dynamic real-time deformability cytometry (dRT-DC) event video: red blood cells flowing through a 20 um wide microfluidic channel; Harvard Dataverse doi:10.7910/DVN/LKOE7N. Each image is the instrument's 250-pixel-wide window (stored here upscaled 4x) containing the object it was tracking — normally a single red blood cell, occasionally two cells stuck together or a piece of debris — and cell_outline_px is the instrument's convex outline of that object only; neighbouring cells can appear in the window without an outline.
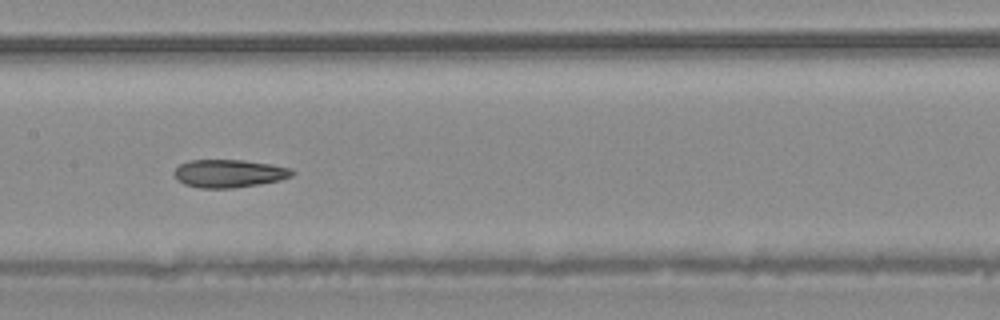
{"species": "common noctule bat (a hibernating species)", "species_latin": "Nyctalus noctula", "temperature_condition": "warm", "stored_images_in_passage": 35, "camera_frame_rate_fps": 3000, "um_per_image_px": 0.085, "animal": {"sex": "male", "body_mass_g": 20.4}, "frame": {"image": 1, "passage_image": 11, "time_ms": 3.333, "image_size_px": [1000, 320], "cell_outline_px": [[296, 172], [292, 176], [280, 180], [260, 184], [232, 188], [200, 188], [184, 184], [176, 180], [172, 172], [180, 164], [188, 160], [244, 160], [292, 168]], "centroid_in_image_um": [19.45, 14.74], "position_along_channel_um": 188.0, "area_um2": 19.36}, "authors_computed_cell_mechanics": {"area_um2": 19.7098, "velocity_mm_per_s": 4.1233, "shape_relaxation_time_tau1_ms": null, "shape_relaxation_time_tau2_ms": 1.4503, "deformation_change_tau1": null, "deformation_change_tau2": 0.0604}}